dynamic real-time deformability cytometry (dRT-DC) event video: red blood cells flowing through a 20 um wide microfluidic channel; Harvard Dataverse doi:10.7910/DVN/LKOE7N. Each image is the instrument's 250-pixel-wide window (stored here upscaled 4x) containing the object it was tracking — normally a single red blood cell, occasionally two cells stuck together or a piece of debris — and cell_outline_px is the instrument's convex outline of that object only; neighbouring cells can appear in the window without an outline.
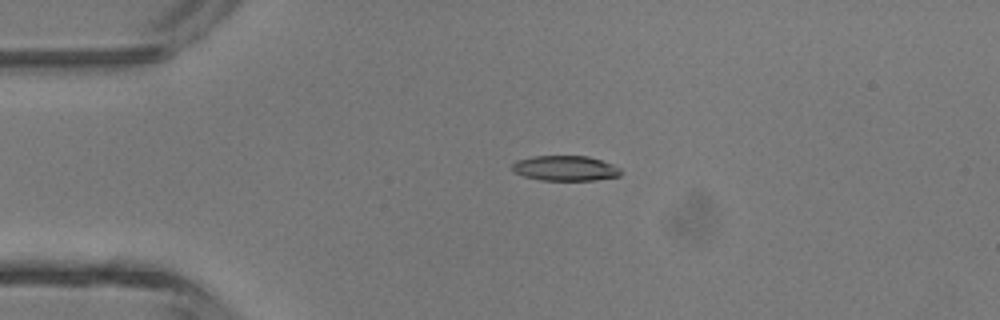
{"species": "common noctule bat (a hibernating species)", "species_latin": "Nyctalus noctula", "temperature_condition": "room temperature", "stored_images_in_passage": 6, "camera_frame_rate_fps": 3000, "um_per_image_px": 0.085, "animal": {"sex": "male", "body_mass_g": 13.3}, "frame": {"image": 1, "passage_image": 4, "time_ms": 3.333, "image_size_px": [1000, 320], "cell_outline_px": [[624, 172], [620, 176], [596, 180], [540, 180], [524, 176], [516, 172], [512, 168], [512, 164], [516, 160], [532, 156], [588, 156], [612, 164], [620, 168]], "centroid_in_image_um": [48.08, 14.3], "position_along_channel_um": 36.9, "area_um2": 15.95}}
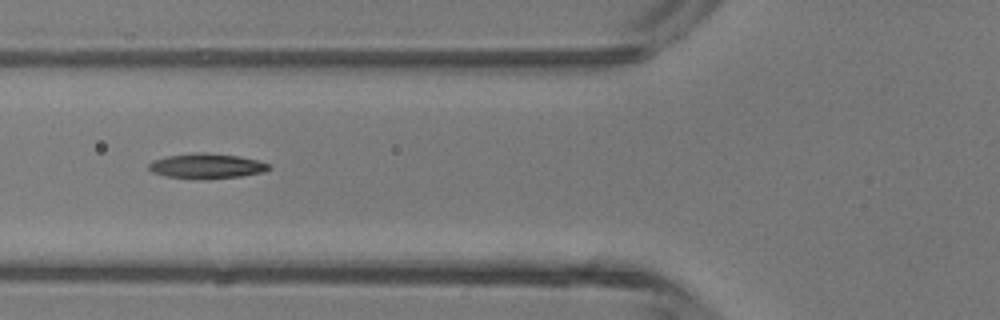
{"frame": {"image": 2, "passage_image": 6, "time_ms": 5.667, "image_size_px": [1000, 320], "cell_outline_px": [[272, 168], [264, 172], [240, 176], [208, 180], [168, 176], [152, 172], [148, 168], [148, 164], [152, 160], [168, 156], [200, 152], [204, 152], [236, 156], [256, 160], [268, 164]], "centroid_in_image_um": [17.56, 14.12], "position_along_channel_um": 108.2, "area_um2": 17.4}}